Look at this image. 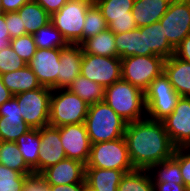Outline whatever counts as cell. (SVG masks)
I'll use <instances>...</instances> for the list:
<instances>
[{
  "mask_svg": "<svg viewBox=\"0 0 190 191\" xmlns=\"http://www.w3.org/2000/svg\"><path fill=\"white\" fill-rule=\"evenodd\" d=\"M123 137L134 169L148 170L152 165L172 158L176 148L163 122L149 118L127 123Z\"/></svg>",
  "mask_w": 190,
  "mask_h": 191,
  "instance_id": "1",
  "label": "cell"
},
{
  "mask_svg": "<svg viewBox=\"0 0 190 191\" xmlns=\"http://www.w3.org/2000/svg\"><path fill=\"white\" fill-rule=\"evenodd\" d=\"M85 125L91 144H95L122 138L127 122L105 101H100L89 105Z\"/></svg>",
  "mask_w": 190,
  "mask_h": 191,
  "instance_id": "2",
  "label": "cell"
},
{
  "mask_svg": "<svg viewBox=\"0 0 190 191\" xmlns=\"http://www.w3.org/2000/svg\"><path fill=\"white\" fill-rule=\"evenodd\" d=\"M104 101L127 123L142 120L144 92L122 78L105 88Z\"/></svg>",
  "mask_w": 190,
  "mask_h": 191,
  "instance_id": "3",
  "label": "cell"
},
{
  "mask_svg": "<svg viewBox=\"0 0 190 191\" xmlns=\"http://www.w3.org/2000/svg\"><path fill=\"white\" fill-rule=\"evenodd\" d=\"M57 90L61 92L54 93ZM88 109L89 105L69 89H54L50 98L49 125L61 127L85 123Z\"/></svg>",
  "mask_w": 190,
  "mask_h": 191,
  "instance_id": "4",
  "label": "cell"
},
{
  "mask_svg": "<svg viewBox=\"0 0 190 191\" xmlns=\"http://www.w3.org/2000/svg\"><path fill=\"white\" fill-rule=\"evenodd\" d=\"M93 3L91 0H68L58 12L51 15V23L67 43H82L86 12Z\"/></svg>",
  "mask_w": 190,
  "mask_h": 191,
  "instance_id": "5",
  "label": "cell"
},
{
  "mask_svg": "<svg viewBox=\"0 0 190 191\" xmlns=\"http://www.w3.org/2000/svg\"><path fill=\"white\" fill-rule=\"evenodd\" d=\"M144 95L145 113H148L149 119L155 121H162L169 116L180 98L164 72L150 83Z\"/></svg>",
  "mask_w": 190,
  "mask_h": 191,
  "instance_id": "6",
  "label": "cell"
},
{
  "mask_svg": "<svg viewBox=\"0 0 190 191\" xmlns=\"http://www.w3.org/2000/svg\"><path fill=\"white\" fill-rule=\"evenodd\" d=\"M85 167L116 169L124 173L134 170L124 137L91 144L89 160Z\"/></svg>",
  "mask_w": 190,
  "mask_h": 191,
  "instance_id": "7",
  "label": "cell"
},
{
  "mask_svg": "<svg viewBox=\"0 0 190 191\" xmlns=\"http://www.w3.org/2000/svg\"><path fill=\"white\" fill-rule=\"evenodd\" d=\"M165 59L157 55L121 58L122 79L145 92L163 72Z\"/></svg>",
  "mask_w": 190,
  "mask_h": 191,
  "instance_id": "8",
  "label": "cell"
},
{
  "mask_svg": "<svg viewBox=\"0 0 190 191\" xmlns=\"http://www.w3.org/2000/svg\"><path fill=\"white\" fill-rule=\"evenodd\" d=\"M52 89H38L13 95L18 102L24 122L32 129L49 125Z\"/></svg>",
  "mask_w": 190,
  "mask_h": 191,
  "instance_id": "9",
  "label": "cell"
},
{
  "mask_svg": "<svg viewBox=\"0 0 190 191\" xmlns=\"http://www.w3.org/2000/svg\"><path fill=\"white\" fill-rule=\"evenodd\" d=\"M159 22L168 42L176 49L190 34V0H171Z\"/></svg>",
  "mask_w": 190,
  "mask_h": 191,
  "instance_id": "10",
  "label": "cell"
},
{
  "mask_svg": "<svg viewBox=\"0 0 190 191\" xmlns=\"http://www.w3.org/2000/svg\"><path fill=\"white\" fill-rule=\"evenodd\" d=\"M80 74L106 88L122 78L121 58L83 53Z\"/></svg>",
  "mask_w": 190,
  "mask_h": 191,
  "instance_id": "11",
  "label": "cell"
},
{
  "mask_svg": "<svg viewBox=\"0 0 190 191\" xmlns=\"http://www.w3.org/2000/svg\"><path fill=\"white\" fill-rule=\"evenodd\" d=\"M101 10L108 29L114 34L130 32L137 28L133 15L134 0H94Z\"/></svg>",
  "mask_w": 190,
  "mask_h": 191,
  "instance_id": "12",
  "label": "cell"
},
{
  "mask_svg": "<svg viewBox=\"0 0 190 191\" xmlns=\"http://www.w3.org/2000/svg\"><path fill=\"white\" fill-rule=\"evenodd\" d=\"M162 122L176 148L190 147V97L180 96L174 111Z\"/></svg>",
  "mask_w": 190,
  "mask_h": 191,
  "instance_id": "13",
  "label": "cell"
},
{
  "mask_svg": "<svg viewBox=\"0 0 190 191\" xmlns=\"http://www.w3.org/2000/svg\"><path fill=\"white\" fill-rule=\"evenodd\" d=\"M61 49L37 48L27 66L34 72L41 86L58 89Z\"/></svg>",
  "mask_w": 190,
  "mask_h": 191,
  "instance_id": "14",
  "label": "cell"
},
{
  "mask_svg": "<svg viewBox=\"0 0 190 191\" xmlns=\"http://www.w3.org/2000/svg\"><path fill=\"white\" fill-rule=\"evenodd\" d=\"M59 131L67 158L86 165L90 156L91 142L85 123L64 125L59 127Z\"/></svg>",
  "mask_w": 190,
  "mask_h": 191,
  "instance_id": "15",
  "label": "cell"
},
{
  "mask_svg": "<svg viewBox=\"0 0 190 191\" xmlns=\"http://www.w3.org/2000/svg\"><path fill=\"white\" fill-rule=\"evenodd\" d=\"M40 132V151L38 156V174L50 166L67 158L60 140L59 127L43 126Z\"/></svg>",
  "mask_w": 190,
  "mask_h": 191,
  "instance_id": "16",
  "label": "cell"
},
{
  "mask_svg": "<svg viewBox=\"0 0 190 191\" xmlns=\"http://www.w3.org/2000/svg\"><path fill=\"white\" fill-rule=\"evenodd\" d=\"M32 128L23 120L17 99L13 96L0 106V140L15 142Z\"/></svg>",
  "mask_w": 190,
  "mask_h": 191,
  "instance_id": "17",
  "label": "cell"
},
{
  "mask_svg": "<svg viewBox=\"0 0 190 191\" xmlns=\"http://www.w3.org/2000/svg\"><path fill=\"white\" fill-rule=\"evenodd\" d=\"M85 166L78 160L65 158L56 165L45 169L40 175L48 185L86 183Z\"/></svg>",
  "mask_w": 190,
  "mask_h": 191,
  "instance_id": "18",
  "label": "cell"
},
{
  "mask_svg": "<svg viewBox=\"0 0 190 191\" xmlns=\"http://www.w3.org/2000/svg\"><path fill=\"white\" fill-rule=\"evenodd\" d=\"M83 50L80 44H67L61 48L58 89H68L80 75Z\"/></svg>",
  "mask_w": 190,
  "mask_h": 191,
  "instance_id": "19",
  "label": "cell"
},
{
  "mask_svg": "<svg viewBox=\"0 0 190 191\" xmlns=\"http://www.w3.org/2000/svg\"><path fill=\"white\" fill-rule=\"evenodd\" d=\"M163 72L180 96L190 97V63L172 55L164 61Z\"/></svg>",
  "mask_w": 190,
  "mask_h": 191,
  "instance_id": "20",
  "label": "cell"
},
{
  "mask_svg": "<svg viewBox=\"0 0 190 191\" xmlns=\"http://www.w3.org/2000/svg\"><path fill=\"white\" fill-rule=\"evenodd\" d=\"M144 33L145 56L157 55L165 60L175 54V48L168 42L160 22L141 27Z\"/></svg>",
  "mask_w": 190,
  "mask_h": 191,
  "instance_id": "21",
  "label": "cell"
},
{
  "mask_svg": "<svg viewBox=\"0 0 190 191\" xmlns=\"http://www.w3.org/2000/svg\"><path fill=\"white\" fill-rule=\"evenodd\" d=\"M171 0H134L131 11L137 28L158 22L167 12Z\"/></svg>",
  "mask_w": 190,
  "mask_h": 191,
  "instance_id": "22",
  "label": "cell"
},
{
  "mask_svg": "<svg viewBox=\"0 0 190 191\" xmlns=\"http://www.w3.org/2000/svg\"><path fill=\"white\" fill-rule=\"evenodd\" d=\"M124 174L116 169L85 167L86 185L94 191H117Z\"/></svg>",
  "mask_w": 190,
  "mask_h": 191,
  "instance_id": "23",
  "label": "cell"
},
{
  "mask_svg": "<svg viewBox=\"0 0 190 191\" xmlns=\"http://www.w3.org/2000/svg\"><path fill=\"white\" fill-rule=\"evenodd\" d=\"M5 87L13 94L32 91L41 87L34 72L26 65L20 70L0 75Z\"/></svg>",
  "mask_w": 190,
  "mask_h": 191,
  "instance_id": "24",
  "label": "cell"
},
{
  "mask_svg": "<svg viewBox=\"0 0 190 191\" xmlns=\"http://www.w3.org/2000/svg\"><path fill=\"white\" fill-rule=\"evenodd\" d=\"M116 52L118 57L145 56L144 33L141 27L126 33L115 34Z\"/></svg>",
  "mask_w": 190,
  "mask_h": 191,
  "instance_id": "25",
  "label": "cell"
},
{
  "mask_svg": "<svg viewBox=\"0 0 190 191\" xmlns=\"http://www.w3.org/2000/svg\"><path fill=\"white\" fill-rule=\"evenodd\" d=\"M80 45L85 54L120 58L116 52L115 34L109 29L87 38Z\"/></svg>",
  "mask_w": 190,
  "mask_h": 191,
  "instance_id": "26",
  "label": "cell"
},
{
  "mask_svg": "<svg viewBox=\"0 0 190 191\" xmlns=\"http://www.w3.org/2000/svg\"><path fill=\"white\" fill-rule=\"evenodd\" d=\"M17 13L27 34H34L51 22V16L35 0L24 4Z\"/></svg>",
  "mask_w": 190,
  "mask_h": 191,
  "instance_id": "27",
  "label": "cell"
},
{
  "mask_svg": "<svg viewBox=\"0 0 190 191\" xmlns=\"http://www.w3.org/2000/svg\"><path fill=\"white\" fill-rule=\"evenodd\" d=\"M15 143L26 164L33 170L34 174H38V156L41 144L39 129L29 130L21 135Z\"/></svg>",
  "mask_w": 190,
  "mask_h": 191,
  "instance_id": "28",
  "label": "cell"
},
{
  "mask_svg": "<svg viewBox=\"0 0 190 191\" xmlns=\"http://www.w3.org/2000/svg\"><path fill=\"white\" fill-rule=\"evenodd\" d=\"M68 89L88 105L104 101L105 88L81 74L72 82Z\"/></svg>",
  "mask_w": 190,
  "mask_h": 191,
  "instance_id": "29",
  "label": "cell"
},
{
  "mask_svg": "<svg viewBox=\"0 0 190 191\" xmlns=\"http://www.w3.org/2000/svg\"><path fill=\"white\" fill-rule=\"evenodd\" d=\"M0 164L21 174H34L33 170L24 161L15 142L1 141Z\"/></svg>",
  "mask_w": 190,
  "mask_h": 191,
  "instance_id": "30",
  "label": "cell"
},
{
  "mask_svg": "<svg viewBox=\"0 0 190 191\" xmlns=\"http://www.w3.org/2000/svg\"><path fill=\"white\" fill-rule=\"evenodd\" d=\"M117 191H154L150 172L143 169H134L125 173Z\"/></svg>",
  "mask_w": 190,
  "mask_h": 191,
  "instance_id": "31",
  "label": "cell"
},
{
  "mask_svg": "<svg viewBox=\"0 0 190 191\" xmlns=\"http://www.w3.org/2000/svg\"><path fill=\"white\" fill-rule=\"evenodd\" d=\"M32 36L39 49H61L68 44L51 22L38 29Z\"/></svg>",
  "mask_w": 190,
  "mask_h": 191,
  "instance_id": "32",
  "label": "cell"
},
{
  "mask_svg": "<svg viewBox=\"0 0 190 191\" xmlns=\"http://www.w3.org/2000/svg\"><path fill=\"white\" fill-rule=\"evenodd\" d=\"M155 168H159L157 176L153 177V173H150L153 183L175 182L176 184H184L180 173V165L173 158L152 165L148 171L152 172Z\"/></svg>",
  "mask_w": 190,
  "mask_h": 191,
  "instance_id": "33",
  "label": "cell"
},
{
  "mask_svg": "<svg viewBox=\"0 0 190 191\" xmlns=\"http://www.w3.org/2000/svg\"><path fill=\"white\" fill-rule=\"evenodd\" d=\"M106 29H108V24L104 19L101 10L95 3H93L86 12L84 28L82 31V42Z\"/></svg>",
  "mask_w": 190,
  "mask_h": 191,
  "instance_id": "34",
  "label": "cell"
},
{
  "mask_svg": "<svg viewBox=\"0 0 190 191\" xmlns=\"http://www.w3.org/2000/svg\"><path fill=\"white\" fill-rule=\"evenodd\" d=\"M29 175L0 164V191H23Z\"/></svg>",
  "mask_w": 190,
  "mask_h": 191,
  "instance_id": "35",
  "label": "cell"
},
{
  "mask_svg": "<svg viewBox=\"0 0 190 191\" xmlns=\"http://www.w3.org/2000/svg\"><path fill=\"white\" fill-rule=\"evenodd\" d=\"M10 46L26 64L33 58L37 50L32 34H26L11 39Z\"/></svg>",
  "mask_w": 190,
  "mask_h": 191,
  "instance_id": "36",
  "label": "cell"
},
{
  "mask_svg": "<svg viewBox=\"0 0 190 191\" xmlns=\"http://www.w3.org/2000/svg\"><path fill=\"white\" fill-rule=\"evenodd\" d=\"M26 65L10 45L0 50V75L20 70Z\"/></svg>",
  "mask_w": 190,
  "mask_h": 191,
  "instance_id": "37",
  "label": "cell"
},
{
  "mask_svg": "<svg viewBox=\"0 0 190 191\" xmlns=\"http://www.w3.org/2000/svg\"><path fill=\"white\" fill-rule=\"evenodd\" d=\"M190 147H177L175 148L173 159L180 165V173L184 185L190 188Z\"/></svg>",
  "mask_w": 190,
  "mask_h": 191,
  "instance_id": "38",
  "label": "cell"
},
{
  "mask_svg": "<svg viewBox=\"0 0 190 191\" xmlns=\"http://www.w3.org/2000/svg\"><path fill=\"white\" fill-rule=\"evenodd\" d=\"M21 20L22 19L17 12L5 13V21L10 34V39L27 34L25 28H22Z\"/></svg>",
  "mask_w": 190,
  "mask_h": 191,
  "instance_id": "39",
  "label": "cell"
},
{
  "mask_svg": "<svg viewBox=\"0 0 190 191\" xmlns=\"http://www.w3.org/2000/svg\"><path fill=\"white\" fill-rule=\"evenodd\" d=\"M25 188L28 191H50L49 185L40 174L29 175L25 182Z\"/></svg>",
  "mask_w": 190,
  "mask_h": 191,
  "instance_id": "40",
  "label": "cell"
},
{
  "mask_svg": "<svg viewBox=\"0 0 190 191\" xmlns=\"http://www.w3.org/2000/svg\"><path fill=\"white\" fill-rule=\"evenodd\" d=\"M50 16L58 12L68 0H35Z\"/></svg>",
  "mask_w": 190,
  "mask_h": 191,
  "instance_id": "41",
  "label": "cell"
},
{
  "mask_svg": "<svg viewBox=\"0 0 190 191\" xmlns=\"http://www.w3.org/2000/svg\"><path fill=\"white\" fill-rule=\"evenodd\" d=\"M176 57L190 63V34L175 49Z\"/></svg>",
  "mask_w": 190,
  "mask_h": 191,
  "instance_id": "42",
  "label": "cell"
},
{
  "mask_svg": "<svg viewBox=\"0 0 190 191\" xmlns=\"http://www.w3.org/2000/svg\"><path fill=\"white\" fill-rule=\"evenodd\" d=\"M10 34L5 21V13L0 14V50L10 45Z\"/></svg>",
  "mask_w": 190,
  "mask_h": 191,
  "instance_id": "43",
  "label": "cell"
},
{
  "mask_svg": "<svg viewBox=\"0 0 190 191\" xmlns=\"http://www.w3.org/2000/svg\"><path fill=\"white\" fill-rule=\"evenodd\" d=\"M154 191H189L184 184L175 182L153 183Z\"/></svg>",
  "mask_w": 190,
  "mask_h": 191,
  "instance_id": "44",
  "label": "cell"
},
{
  "mask_svg": "<svg viewBox=\"0 0 190 191\" xmlns=\"http://www.w3.org/2000/svg\"><path fill=\"white\" fill-rule=\"evenodd\" d=\"M32 0H2L4 13L17 12L24 4Z\"/></svg>",
  "mask_w": 190,
  "mask_h": 191,
  "instance_id": "45",
  "label": "cell"
},
{
  "mask_svg": "<svg viewBox=\"0 0 190 191\" xmlns=\"http://www.w3.org/2000/svg\"><path fill=\"white\" fill-rule=\"evenodd\" d=\"M86 183L49 185L50 191H82Z\"/></svg>",
  "mask_w": 190,
  "mask_h": 191,
  "instance_id": "46",
  "label": "cell"
},
{
  "mask_svg": "<svg viewBox=\"0 0 190 191\" xmlns=\"http://www.w3.org/2000/svg\"><path fill=\"white\" fill-rule=\"evenodd\" d=\"M12 97L13 94L5 87L0 76V106Z\"/></svg>",
  "mask_w": 190,
  "mask_h": 191,
  "instance_id": "47",
  "label": "cell"
},
{
  "mask_svg": "<svg viewBox=\"0 0 190 191\" xmlns=\"http://www.w3.org/2000/svg\"><path fill=\"white\" fill-rule=\"evenodd\" d=\"M82 191H94L93 189H91L89 186L85 185L83 187V190Z\"/></svg>",
  "mask_w": 190,
  "mask_h": 191,
  "instance_id": "48",
  "label": "cell"
},
{
  "mask_svg": "<svg viewBox=\"0 0 190 191\" xmlns=\"http://www.w3.org/2000/svg\"><path fill=\"white\" fill-rule=\"evenodd\" d=\"M0 14H4L2 0H0Z\"/></svg>",
  "mask_w": 190,
  "mask_h": 191,
  "instance_id": "49",
  "label": "cell"
}]
</instances>
